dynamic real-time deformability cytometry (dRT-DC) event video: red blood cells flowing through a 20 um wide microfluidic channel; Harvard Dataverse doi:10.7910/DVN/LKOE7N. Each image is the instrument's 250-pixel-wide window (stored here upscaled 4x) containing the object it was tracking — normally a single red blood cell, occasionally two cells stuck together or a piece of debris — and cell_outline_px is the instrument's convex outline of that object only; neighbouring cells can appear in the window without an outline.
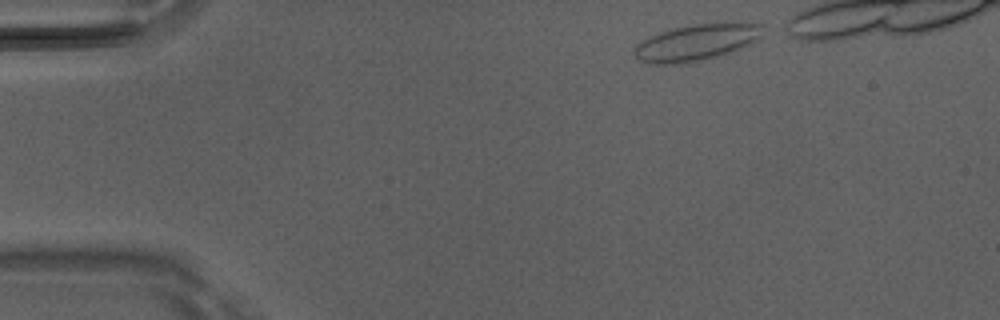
{"species": "Egyptian fruit bat (a non-hibernating species)", "species_latin": "Rousettus aegyptiacus", "temperature_condition": "room temperature", "stored_images_in_passage": 4, "camera_frame_rate_fps": 3000, "um_per_image_px": 0.085, "animal": {"sex": "male"}, "frame": {"image": 1, "passage_image": 1, "time_ms": 0.0, "image_size_px": [1000, 320], "cell_outline_px": [[772, 28], [760, 40], [752, 44], [732, 52], [700, 60], [676, 64], [652, 64], [640, 60], [636, 56], [636, 44], [640, 40], [660, 32], [672, 28], [696, 24], [764, 24]], "centroid_in_image_um": [59.32, 3.6], "position_along_channel_um": 25.7, "area_um2": 27.34}}